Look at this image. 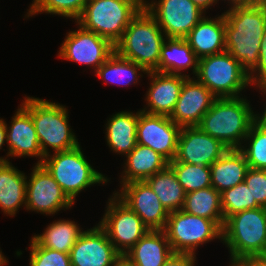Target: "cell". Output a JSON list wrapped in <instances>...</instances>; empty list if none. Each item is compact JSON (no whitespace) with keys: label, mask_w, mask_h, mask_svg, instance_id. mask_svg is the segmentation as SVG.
<instances>
[{"label":"cell","mask_w":266,"mask_h":266,"mask_svg":"<svg viewBox=\"0 0 266 266\" xmlns=\"http://www.w3.org/2000/svg\"><path fill=\"white\" fill-rule=\"evenodd\" d=\"M174 253L195 256L197 247L221 238L222 228L214 221L191 215L183 210L169 212L163 229Z\"/></svg>","instance_id":"9c48e42d"},{"label":"cell","mask_w":266,"mask_h":266,"mask_svg":"<svg viewBox=\"0 0 266 266\" xmlns=\"http://www.w3.org/2000/svg\"><path fill=\"white\" fill-rule=\"evenodd\" d=\"M186 193L205 189L211 184V169L208 166L183 162H169Z\"/></svg>","instance_id":"d6a6232c"},{"label":"cell","mask_w":266,"mask_h":266,"mask_svg":"<svg viewBox=\"0 0 266 266\" xmlns=\"http://www.w3.org/2000/svg\"><path fill=\"white\" fill-rule=\"evenodd\" d=\"M145 0H88L76 21L84 29L108 39L115 45Z\"/></svg>","instance_id":"8992f818"},{"label":"cell","mask_w":266,"mask_h":266,"mask_svg":"<svg viewBox=\"0 0 266 266\" xmlns=\"http://www.w3.org/2000/svg\"><path fill=\"white\" fill-rule=\"evenodd\" d=\"M224 220L247 209L261 207L255 200L245 181L220 193Z\"/></svg>","instance_id":"836d02e7"},{"label":"cell","mask_w":266,"mask_h":266,"mask_svg":"<svg viewBox=\"0 0 266 266\" xmlns=\"http://www.w3.org/2000/svg\"><path fill=\"white\" fill-rule=\"evenodd\" d=\"M244 181L250 189L252 200L266 208V170L249 167Z\"/></svg>","instance_id":"8d00e7d4"},{"label":"cell","mask_w":266,"mask_h":266,"mask_svg":"<svg viewBox=\"0 0 266 266\" xmlns=\"http://www.w3.org/2000/svg\"><path fill=\"white\" fill-rule=\"evenodd\" d=\"M146 3L145 1L143 7L157 21L166 38H185L205 13L191 0H159L158 3Z\"/></svg>","instance_id":"8fae6325"},{"label":"cell","mask_w":266,"mask_h":266,"mask_svg":"<svg viewBox=\"0 0 266 266\" xmlns=\"http://www.w3.org/2000/svg\"><path fill=\"white\" fill-rule=\"evenodd\" d=\"M252 4L266 11V0H253Z\"/></svg>","instance_id":"f6af8a7d"},{"label":"cell","mask_w":266,"mask_h":266,"mask_svg":"<svg viewBox=\"0 0 266 266\" xmlns=\"http://www.w3.org/2000/svg\"><path fill=\"white\" fill-rule=\"evenodd\" d=\"M168 212L181 210L186 197L173 169L168 165L145 180Z\"/></svg>","instance_id":"83f0119b"},{"label":"cell","mask_w":266,"mask_h":266,"mask_svg":"<svg viewBox=\"0 0 266 266\" xmlns=\"http://www.w3.org/2000/svg\"><path fill=\"white\" fill-rule=\"evenodd\" d=\"M25 174L0 157V207L5 214L14 216L22 204H26Z\"/></svg>","instance_id":"603a6c76"},{"label":"cell","mask_w":266,"mask_h":266,"mask_svg":"<svg viewBox=\"0 0 266 266\" xmlns=\"http://www.w3.org/2000/svg\"><path fill=\"white\" fill-rule=\"evenodd\" d=\"M82 232L72 220H58L48 225L42 235L33 238L42 247L69 253Z\"/></svg>","instance_id":"f546056e"},{"label":"cell","mask_w":266,"mask_h":266,"mask_svg":"<svg viewBox=\"0 0 266 266\" xmlns=\"http://www.w3.org/2000/svg\"><path fill=\"white\" fill-rule=\"evenodd\" d=\"M246 99L240 97L216 98L198 125L208 135L220 140L229 149H239L258 119ZM258 115V116H257Z\"/></svg>","instance_id":"7a4b0ae2"},{"label":"cell","mask_w":266,"mask_h":266,"mask_svg":"<svg viewBox=\"0 0 266 266\" xmlns=\"http://www.w3.org/2000/svg\"><path fill=\"white\" fill-rule=\"evenodd\" d=\"M142 71L146 74L148 73L142 66L139 64L122 58L115 51L113 54L95 71L96 75L101 79L104 78L106 81L117 84H126L129 85L130 82L133 84L138 82V72ZM125 77L128 78L125 80ZM132 79V81H131Z\"/></svg>","instance_id":"4dcf8cb0"},{"label":"cell","mask_w":266,"mask_h":266,"mask_svg":"<svg viewBox=\"0 0 266 266\" xmlns=\"http://www.w3.org/2000/svg\"><path fill=\"white\" fill-rule=\"evenodd\" d=\"M151 78L150 88L146 94L148 110H141L152 115L171 116L183 86L189 75H175L152 71L147 73ZM147 110V111H146Z\"/></svg>","instance_id":"d6986e66"},{"label":"cell","mask_w":266,"mask_h":266,"mask_svg":"<svg viewBox=\"0 0 266 266\" xmlns=\"http://www.w3.org/2000/svg\"><path fill=\"white\" fill-rule=\"evenodd\" d=\"M8 261L6 258L3 256L2 251H0V266H3L7 263Z\"/></svg>","instance_id":"bcb514c9"},{"label":"cell","mask_w":266,"mask_h":266,"mask_svg":"<svg viewBox=\"0 0 266 266\" xmlns=\"http://www.w3.org/2000/svg\"><path fill=\"white\" fill-rule=\"evenodd\" d=\"M8 156H38L37 164H42V154L38 136L30 113L21 105L12 117L11 126H6ZM9 128V130H8Z\"/></svg>","instance_id":"ffe728a7"},{"label":"cell","mask_w":266,"mask_h":266,"mask_svg":"<svg viewBox=\"0 0 266 266\" xmlns=\"http://www.w3.org/2000/svg\"><path fill=\"white\" fill-rule=\"evenodd\" d=\"M229 1V0H228ZM233 4L232 6L250 5L253 0H230Z\"/></svg>","instance_id":"ee69618b"},{"label":"cell","mask_w":266,"mask_h":266,"mask_svg":"<svg viewBox=\"0 0 266 266\" xmlns=\"http://www.w3.org/2000/svg\"><path fill=\"white\" fill-rule=\"evenodd\" d=\"M115 266H135L126 257L121 256L115 263Z\"/></svg>","instance_id":"7bdbcfd3"},{"label":"cell","mask_w":266,"mask_h":266,"mask_svg":"<svg viewBox=\"0 0 266 266\" xmlns=\"http://www.w3.org/2000/svg\"><path fill=\"white\" fill-rule=\"evenodd\" d=\"M180 129L169 116L147 114L140 110L136 131L137 144L148 146L169 162L173 161Z\"/></svg>","instance_id":"5bb4252c"},{"label":"cell","mask_w":266,"mask_h":266,"mask_svg":"<svg viewBox=\"0 0 266 266\" xmlns=\"http://www.w3.org/2000/svg\"><path fill=\"white\" fill-rule=\"evenodd\" d=\"M245 139L250 140L249 147L239 150L244 154L248 166L266 170V111L251 125Z\"/></svg>","instance_id":"1f68e13d"},{"label":"cell","mask_w":266,"mask_h":266,"mask_svg":"<svg viewBox=\"0 0 266 266\" xmlns=\"http://www.w3.org/2000/svg\"><path fill=\"white\" fill-rule=\"evenodd\" d=\"M49 156L44 157L42 165L73 203L78 193L86 187L108 182L103 174L87 162L80 145L67 151L54 152L50 158Z\"/></svg>","instance_id":"52a82bcc"},{"label":"cell","mask_w":266,"mask_h":266,"mask_svg":"<svg viewBox=\"0 0 266 266\" xmlns=\"http://www.w3.org/2000/svg\"><path fill=\"white\" fill-rule=\"evenodd\" d=\"M139 111L118 112L109 118L106 126L107 145L115 152L128 155L137 145V123Z\"/></svg>","instance_id":"484cf974"},{"label":"cell","mask_w":266,"mask_h":266,"mask_svg":"<svg viewBox=\"0 0 266 266\" xmlns=\"http://www.w3.org/2000/svg\"><path fill=\"white\" fill-rule=\"evenodd\" d=\"M162 32L157 21L143 7L114 45L115 52L139 64L147 72H158L161 47L167 39Z\"/></svg>","instance_id":"3957f363"},{"label":"cell","mask_w":266,"mask_h":266,"mask_svg":"<svg viewBox=\"0 0 266 266\" xmlns=\"http://www.w3.org/2000/svg\"><path fill=\"white\" fill-rule=\"evenodd\" d=\"M21 104L31 115L43 156L49 155L48 146L55 152L79 146L68 124L67 109L55 102L27 97Z\"/></svg>","instance_id":"5b68a950"},{"label":"cell","mask_w":266,"mask_h":266,"mask_svg":"<svg viewBox=\"0 0 266 266\" xmlns=\"http://www.w3.org/2000/svg\"><path fill=\"white\" fill-rule=\"evenodd\" d=\"M28 16L45 12L78 20L88 0H33Z\"/></svg>","instance_id":"e575fe53"},{"label":"cell","mask_w":266,"mask_h":266,"mask_svg":"<svg viewBox=\"0 0 266 266\" xmlns=\"http://www.w3.org/2000/svg\"><path fill=\"white\" fill-rule=\"evenodd\" d=\"M231 261L266 257V208L247 209L230 216L222 229Z\"/></svg>","instance_id":"277c9868"},{"label":"cell","mask_w":266,"mask_h":266,"mask_svg":"<svg viewBox=\"0 0 266 266\" xmlns=\"http://www.w3.org/2000/svg\"><path fill=\"white\" fill-rule=\"evenodd\" d=\"M230 266H241L237 261H232Z\"/></svg>","instance_id":"7dc6e473"},{"label":"cell","mask_w":266,"mask_h":266,"mask_svg":"<svg viewBox=\"0 0 266 266\" xmlns=\"http://www.w3.org/2000/svg\"><path fill=\"white\" fill-rule=\"evenodd\" d=\"M198 60L185 38H167L161 47L158 72L182 75L180 71L190 67L196 76Z\"/></svg>","instance_id":"4316f807"},{"label":"cell","mask_w":266,"mask_h":266,"mask_svg":"<svg viewBox=\"0 0 266 266\" xmlns=\"http://www.w3.org/2000/svg\"><path fill=\"white\" fill-rule=\"evenodd\" d=\"M195 5H197L203 11H206L208 7L212 6L214 3H217L218 0H191Z\"/></svg>","instance_id":"60d3db41"},{"label":"cell","mask_w":266,"mask_h":266,"mask_svg":"<svg viewBox=\"0 0 266 266\" xmlns=\"http://www.w3.org/2000/svg\"><path fill=\"white\" fill-rule=\"evenodd\" d=\"M249 166L239 149H228L211 166V184L220 193L245 179Z\"/></svg>","instance_id":"cb8c5ba5"},{"label":"cell","mask_w":266,"mask_h":266,"mask_svg":"<svg viewBox=\"0 0 266 266\" xmlns=\"http://www.w3.org/2000/svg\"><path fill=\"white\" fill-rule=\"evenodd\" d=\"M173 250L163 230H150L123 256L135 266H163Z\"/></svg>","instance_id":"7402d4cb"},{"label":"cell","mask_w":266,"mask_h":266,"mask_svg":"<svg viewBox=\"0 0 266 266\" xmlns=\"http://www.w3.org/2000/svg\"><path fill=\"white\" fill-rule=\"evenodd\" d=\"M126 158L124 175L121 176L123 184L132 181H145L169 165V161L165 157L141 144H137Z\"/></svg>","instance_id":"d4e9b609"},{"label":"cell","mask_w":266,"mask_h":266,"mask_svg":"<svg viewBox=\"0 0 266 266\" xmlns=\"http://www.w3.org/2000/svg\"><path fill=\"white\" fill-rule=\"evenodd\" d=\"M30 249V266H71L69 253L42 247L33 237Z\"/></svg>","instance_id":"d590c367"},{"label":"cell","mask_w":266,"mask_h":266,"mask_svg":"<svg viewBox=\"0 0 266 266\" xmlns=\"http://www.w3.org/2000/svg\"><path fill=\"white\" fill-rule=\"evenodd\" d=\"M224 16L226 51L249 73L258 62L266 11L253 4L232 6Z\"/></svg>","instance_id":"6da1fadb"},{"label":"cell","mask_w":266,"mask_h":266,"mask_svg":"<svg viewBox=\"0 0 266 266\" xmlns=\"http://www.w3.org/2000/svg\"><path fill=\"white\" fill-rule=\"evenodd\" d=\"M216 98L205 85L187 77L170 119L180 127L198 126Z\"/></svg>","instance_id":"ac0fdd59"},{"label":"cell","mask_w":266,"mask_h":266,"mask_svg":"<svg viewBox=\"0 0 266 266\" xmlns=\"http://www.w3.org/2000/svg\"><path fill=\"white\" fill-rule=\"evenodd\" d=\"M229 148L220 140L204 133L199 126L181 127L173 161L210 167Z\"/></svg>","instance_id":"9a60e30c"},{"label":"cell","mask_w":266,"mask_h":266,"mask_svg":"<svg viewBox=\"0 0 266 266\" xmlns=\"http://www.w3.org/2000/svg\"><path fill=\"white\" fill-rule=\"evenodd\" d=\"M77 31L66 36L59 51V57L90 65L96 71L115 51L114 45L106 38L84 29L81 25Z\"/></svg>","instance_id":"4fadbf2b"},{"label":"cell","mask_w":266,"mask_h":266,"mask_svg":"<svg viewBox=\"0 0 266 266\" xmlns=\"http://www.w3.org/2000/svg\"><path fill=\"white\" fill-rule=\"evenodd\" d=\"M6 126L7 124L3 121V119H0V149L4 142H7V137H6Z\"/></svg>","instance_id":"b9f144b4"},{"label":"cell","mask_w":266,"mask_h":266,"mask_svg":"<svg viewBox=\"0 0 266 266\" xmlns=\"http://www.w3.org/2000/svg\"><path fill=\"white\" fill-rule=\"evenodd\" d=\"M181 210L191 215L214 220L222 229L225 224L220 192L212 186L186 193Z\"/></svg>","instance_id":"f1b7e54d"},{"label":"cell","mask_w":266,"mask_h":266,"mask_svg":"<svg viewBox=\"0 0 266 266\" xmlns=\"http://www.w3.org/2000/svg\"><path fill=\"white\" fill-rule=\"evenodd\" d=\"M113 195L99 225L106 231L115 249L123 256L149 231V228L127 204L116 194Z\"/></svg>","instance_id":"30bf717a"},{"label":"cell","mask_w":266,"mask_h":266,"mask_svg":"<svg viewBox=\"0 0 266 266\" xmlns=\"http://www.w3.org/2000/svg\"><path fill=\"white\" fill-rule=\"evenodd\" d=\"M71 266H115L122 256L98 224L83 231L69 252Z\"/></svg>","instance_id":"e0dca14e"},{"label":"cell","mask_w":266,"mask_h":266,"mask_svg":"<svg viewBox=\"0 0 266 266\" xmlns=\"http://www.w3.org/2000/svg\"><path fill=\"white\" fill-rule=\"evenodd\" d=\"M196 256L173 253L163 266H194Z\"/></svg>","instance_id":"f35d334b"},{"label":"cell","mask_w":266,"mask_h":266,"mask_svg":"<svg viewBox=\"0 0 266 266\" xmlns=\"http://www.w3.org/2000/svg\"><path fill=\"white\" fill-rule=\"evenodd\" d=\"M185 39L198 59L226 51L224 14L215 20L204 16Z\"/></svg>","instance_id":"44dd1931"},{"label":"cell","mask_w":266,"mask_h":266,"mask_svg":"<svg viewBox=\"0 0 266 266\" xmlns=\"http://www.w3.org/2000/svg\"><path fill=\"white\" fill-rule=\"evenodd\" d=\"M256 71L259 72L258 75ZM253 73H256V76H253ZM248 76L250 84H257L262 92L266 91V27L260 44L258 62Z\"/></svg>","instance_id":"74e56055"},{"label":"cell","mask_w":266,"mask_h":266,"mask_svg":"<svg viewBox=\"0 0 266 266\" xmlns=\"http://www.w3.org/2000/svg\"><path fill=\"white\" fill-rule=\"evenodd\" d=\"M32 171L26 185L27 210L50 215L74 204L42 164H36Z\"/></svg>","instance_id":"7c38bea8"},{"label":"cell","mask_w":266,"mask_h":266,"mask_svg":"<svg viewBox=\"0 0 266 266\" xmlns=\"http://www.w3.org/2000/svg\"><path fill=\"white\" fill-rule=\"evenodd\" d=\"M196 76L217 98L239 97L250 84L248 72L228 51L199 59Z\"/></svg>","instance_id":"ba28073f"},{"label":"cell","mask_w":266,"mask_h":266,"mask_svg":"<svg viewBox=\"0 0 266 266\" xmlns=\"http://www.w3.org/2000/svg\"><path fill=\"white\" fill-rule=\"evenodd\" d=\"M237 262L241 266H266V257H249Z\"/></svg>","instance_id":"ab89813d"},{"label":"cell","mask_w":266,"mask_h":266,"mask_svg":"<svg viewBox=\"0 0 266 266\" xmlns=\"http://www.w3.org/2000/svg\"><path fill=\"white\" fill-rule=\"evenodd\" d=\"M115 194L142 219L150 230L165 228L169 212L146 181L122 184L121 193Z\"/></svg>","instance_id":"2e32d148"}]
</instances>
